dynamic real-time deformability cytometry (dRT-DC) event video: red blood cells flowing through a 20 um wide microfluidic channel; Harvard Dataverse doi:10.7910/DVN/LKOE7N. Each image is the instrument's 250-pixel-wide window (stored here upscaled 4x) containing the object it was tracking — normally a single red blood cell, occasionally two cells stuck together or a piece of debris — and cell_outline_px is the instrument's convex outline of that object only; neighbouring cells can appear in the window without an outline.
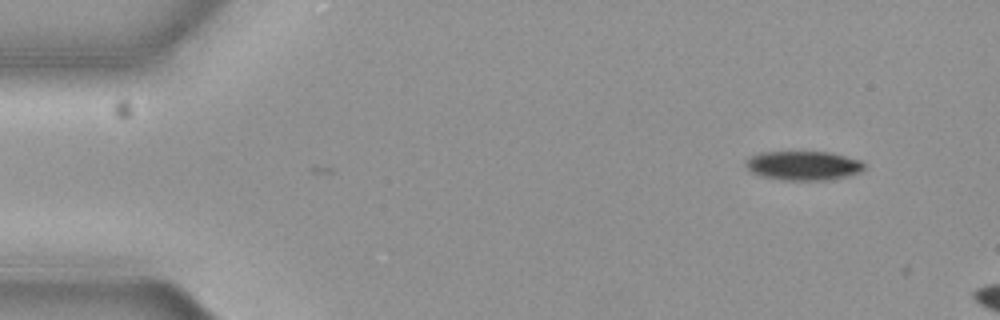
{"species": "common noctule bat (a hibernating species)", "species_latin": "Nyctalus noctula", "temperature_condition": "cold", "stored_images_in_passage": 2, "camera_frame_rate_fps": 3000, "um_per_image_px": 0.085, "animal": {"sex": "female", "body_mass_g": 19.3, "forearm_length_mm": 54.1}, "frame": {"image": 1, "passage_image": 1, "time_ms": 0.0, "image_size_px": [1000, 320], "cell_outline_px": [[864, 168], [860, 172], [848, 176], [828, 180], [784, 180], [760, 176], [752, 172], [744, 164], [752, 156], [760, 152], [828, 152], [860, 160], [864, 164]], "centroid_in_image_um": [68.29, 14.08], "position_along_channel_um": 16.7, "area_um2": 20.0}}